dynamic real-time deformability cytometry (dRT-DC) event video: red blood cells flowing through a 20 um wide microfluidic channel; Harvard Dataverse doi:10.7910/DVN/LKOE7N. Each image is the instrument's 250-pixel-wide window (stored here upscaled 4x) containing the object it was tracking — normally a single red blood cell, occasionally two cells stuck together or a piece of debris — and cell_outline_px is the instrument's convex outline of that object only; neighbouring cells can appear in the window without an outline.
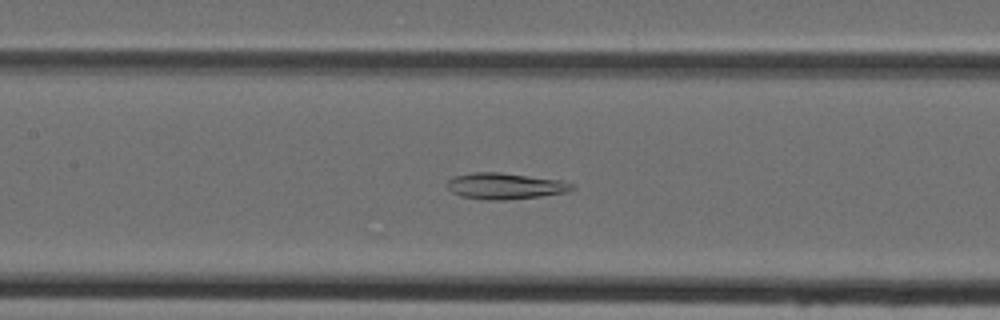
{"species": "Egyptian fruit bat (a non-hibernating species)", "species_latin": "Rousettus aegyptiacus", "temperature_condition": "cold", "stored_images_in_passage": 46, "camera_frame_rate_fps": 3000, "um_per_image_px": 0.085, "animal": {"sex": "female"}, "frame": {"image": 1, "passage_image": 21, "time_ms": 6.667, "image_size_px": [1000, 320], "cell_outline_px": [[576, 188], [568, 192], [540, 196], [504, 200], [484, 200], [460, 196], [452, 192], [448, 188], [448, 180], [456, 176], [476, 172], [500, 172], [560, 180], [576, 184]], "centroid_in_image_um": [42.98, 15.82], "position_along_channel_um": 164.4, "area_um2": 19.07}}
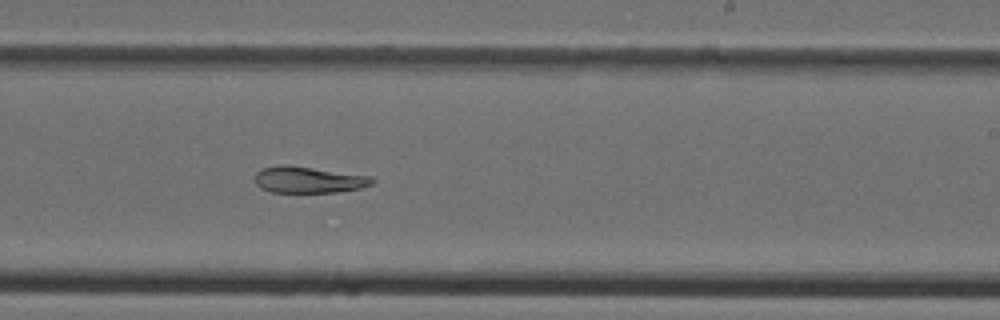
{"frame": {"image": 2, "passage_image": 28, "time_ms": 9.0, "image_size_px": [1000, 320], "cell_outline_px": [[376, 180], [372, 184], [360, 188], [336, 192], [272, 192], [260, 188], [256, 184], [256, 172], [260, 168], [280, 164], [288, 164], [372, 176]], "centroid_in_image_um": [26.22, 15.26], "position_along_channel_um": 262.8, "area_um2": 18.26}}
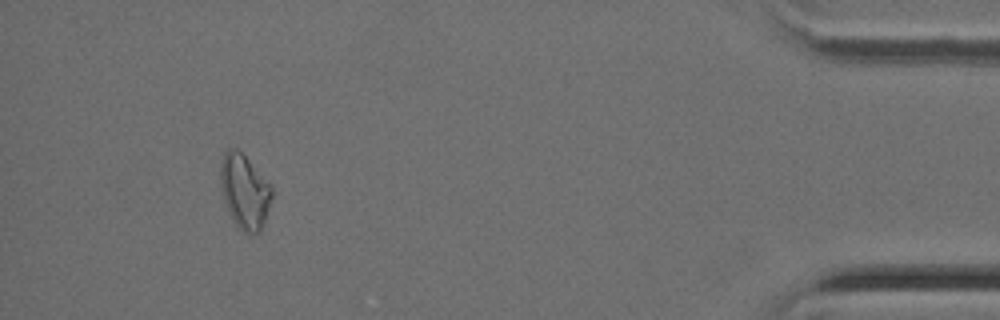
{"frame": {"image": 3, "passage_image": 43, "time_ms": 14.0, "image_size_px": [1000, 320], "cell_outline_px": [[272, 196], [260, 232], [244, 232], [232, 220], [228, 212], [220, 188], [220, 168], [224, 152], [228, 148], [236, 148], [272, 184]], "centroid_in_image_um": [20.77, 16.25], "position_along_channel_um": 414.4, "area_um2": 22.08}}